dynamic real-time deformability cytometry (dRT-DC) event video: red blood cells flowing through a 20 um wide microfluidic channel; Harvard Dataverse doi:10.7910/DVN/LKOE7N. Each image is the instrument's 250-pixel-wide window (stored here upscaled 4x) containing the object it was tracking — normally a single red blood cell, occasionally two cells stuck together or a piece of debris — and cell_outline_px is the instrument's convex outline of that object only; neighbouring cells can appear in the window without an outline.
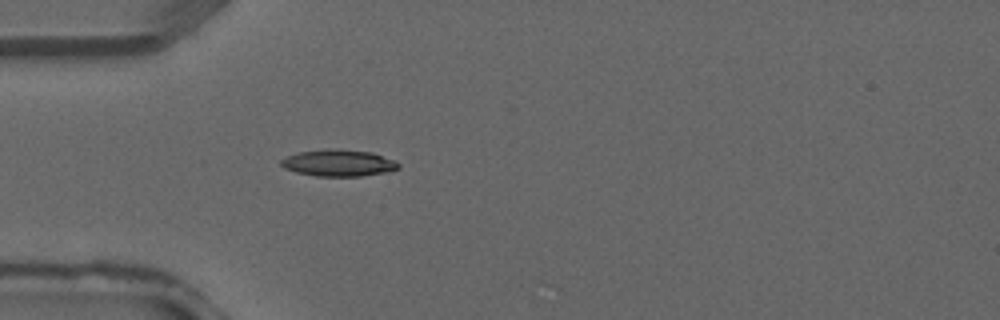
{"species": "common noctule bat (a hibernating species)", "species_latin": "Nyctalus noctula", "temperature_condition": "warm", "stored_images_in_passage": 1, "camera_frame_rate_fps": 3000, "um_per_image_px": 0.085, "animal": {"sex": "male", "forearm_length_mm": 52.5}, "frame": {"image": 1, "passage_image": 1, "time_ms": 0.0, "image_size_px": [1000, 320], "cell_outline_px": [[400, 168], [388, 172], [360, 176], [316, 176], [296, 172], [284, 168], [280, 164], [280, 160], [296, 152], [328, 148], [336, 148], [372, 152], [396, 160], [400, 164]], "centroid_in_image_um": [28.79, 13.84], "position_along_channel_um": 56.2, "area_um2": 18.55}}